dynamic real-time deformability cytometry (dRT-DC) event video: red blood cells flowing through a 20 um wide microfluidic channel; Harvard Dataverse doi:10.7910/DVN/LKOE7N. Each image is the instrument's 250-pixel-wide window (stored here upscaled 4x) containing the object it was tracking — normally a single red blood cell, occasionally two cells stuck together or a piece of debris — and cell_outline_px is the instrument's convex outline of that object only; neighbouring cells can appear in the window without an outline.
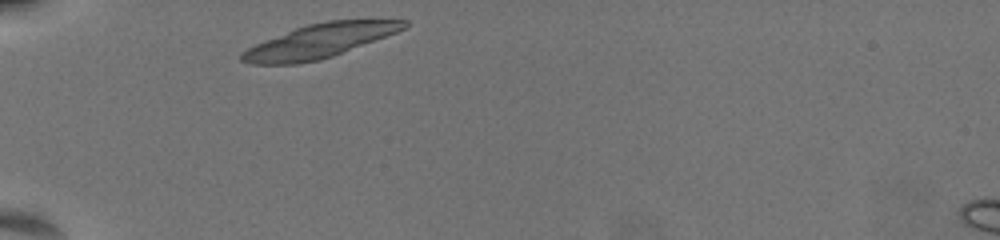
{"species": "common noctule bat (a hibernating species)", "species_latin": "Nyctalus noctula", "temperature_condition": "warm", "stored_images_in_passage": 33, "camera_frame_rate_fps": 3000, "um_per_image_px": 0.085, "animal": {"sex": "female", "body_mass_g": 19.5, "forearm_length_mm": 54.1}, "frame": {"image": 1, "passage_image": 1, "time_ms": 0.0, "image_size_px": [1000, 240], "cell_outline_px": [[408, 24], [404, 28], [396, 32], [332, 56], [320, 60], [296, 64], [252, 64], [240, 60], [240, 52], [256, 44], [296, 28], [308, 24], [328, 20], [408, 20]], "centroid_in_image_um": [27.13, 3.49], "position_along_channel_um": 57.9, "area_um2": 31.39}}